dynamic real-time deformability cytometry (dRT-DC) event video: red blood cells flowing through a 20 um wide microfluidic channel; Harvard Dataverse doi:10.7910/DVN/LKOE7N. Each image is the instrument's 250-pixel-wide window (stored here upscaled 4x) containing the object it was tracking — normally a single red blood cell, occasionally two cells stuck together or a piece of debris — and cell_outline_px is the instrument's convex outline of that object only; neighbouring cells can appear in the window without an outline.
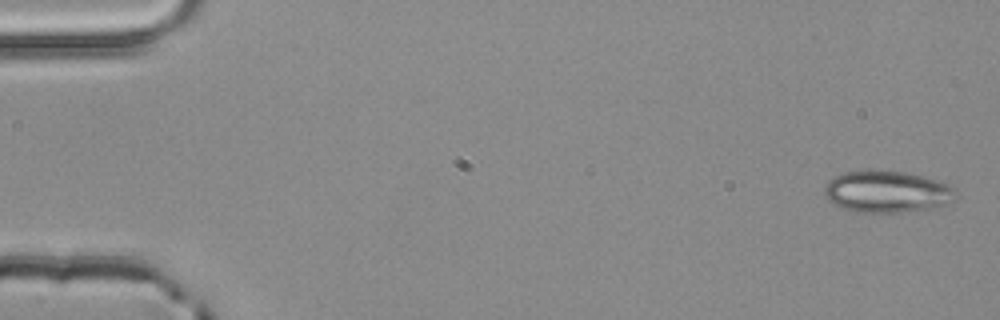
{"species": "common noctule bat (a hibernating species)", "species_latin": "Nyctalus noctula", "temperature_condition": "room temperature", "stored_images_in_passage": 4, "camera_frame_rate_fps": 3000, "um_per_image_px": 0.085, "animal": {"sex": "male", "body_mass_g": 20.4}, "frame": {"image": 1, "passage_image": 1, "time_ms": 0.0, "image_size_px": [1000, 320], "cell_outline_px": [[956, 192], [952, 200], [948, 204], [940, 208], [900, 212], [856, 212], [840, 208], [828, 200], [824, 196], [824, 188], [828, 180], [832, 176], [844, 172], [872, 168], [908, 172], [924, 176], [948, 184], [956, 188]], "centroid_in_image_um": [75.37, 16.27], "position_along_channel_um": 9.6, "area_um2": 32.95}}